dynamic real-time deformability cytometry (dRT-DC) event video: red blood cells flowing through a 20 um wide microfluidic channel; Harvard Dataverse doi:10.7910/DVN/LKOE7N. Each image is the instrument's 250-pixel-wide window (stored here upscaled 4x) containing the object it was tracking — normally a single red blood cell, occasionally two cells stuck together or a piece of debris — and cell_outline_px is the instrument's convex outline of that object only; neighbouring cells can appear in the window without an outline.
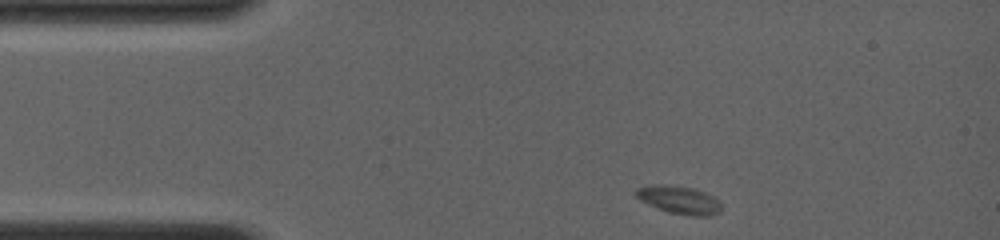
{"species": "common noctule bat (a hibernating species)", "species_latin": "Nyctalus noctula", "temperature_condition": "room temperature", "stored_images_in_passage": 56, "camera_frame_rate_fps": 4000, "um_per_image_px": 0.085, "animal": {"sex": "female", "body_mass_g": 19.0, "forearm_length_mm": 56.7}, "frame": {"image": 1, "passage_image": 1, "time_ms": 0.0, "image_size_px": [1000, 240], "cell_outline_px": [[720, 212], [712, 216], [692, 216], [668, 212], [648, 204], [640, 200], [636, 196], [636, 188], [652, 184], [660, 184], [692, 188], [704, 192], [720, 200]], "centroid_in_image_um": [57.74, 17.0], "position_along_channel_um": 27.3, "area_um2": 13.87}}
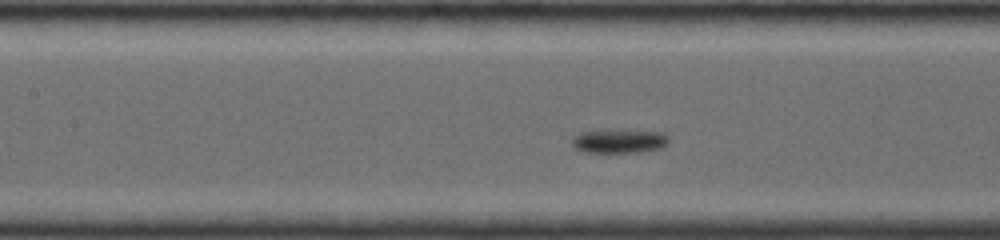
{"frame": {"image": 2, "passage_image": 32, "time_ms": 4.75, "image_size_px": [1000, 240], "cell_outline_px": [[668, 144], [660, 148], [640, 152], [584, 152], [576, 148], [572, 144], [572, 136], [580, 132], [604, 128], [660, 132], [668, 136]], "centroid_in_image_um": [52.59, 11.96], "position_along_channel_um": 154.8, "area_um2": 13.87}}
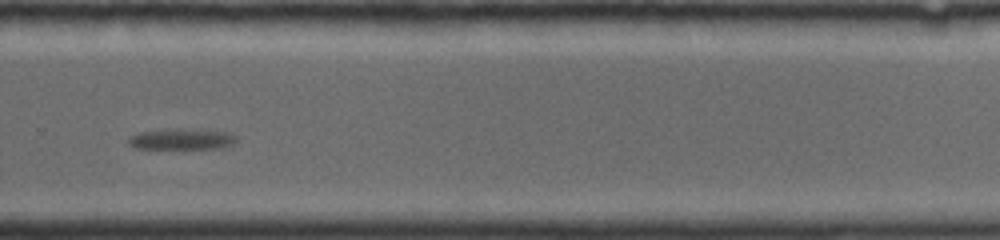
{"frame": {"image": 3, "passage_image": 56, "time_ms": 9.0, "image_size_px": [1000, 240], "cell_outline_px": [[236, 140], [232, 144], [220, 148], [132, 148], [128, 144], [128, 140], [136, 132], [176, 128], [180, 128], [232, 132], [236, 136]], "centroid_in_image_um": [15.44, 11.81], "position_along_channel_um": 314.4, "area_um2": 13.24}}